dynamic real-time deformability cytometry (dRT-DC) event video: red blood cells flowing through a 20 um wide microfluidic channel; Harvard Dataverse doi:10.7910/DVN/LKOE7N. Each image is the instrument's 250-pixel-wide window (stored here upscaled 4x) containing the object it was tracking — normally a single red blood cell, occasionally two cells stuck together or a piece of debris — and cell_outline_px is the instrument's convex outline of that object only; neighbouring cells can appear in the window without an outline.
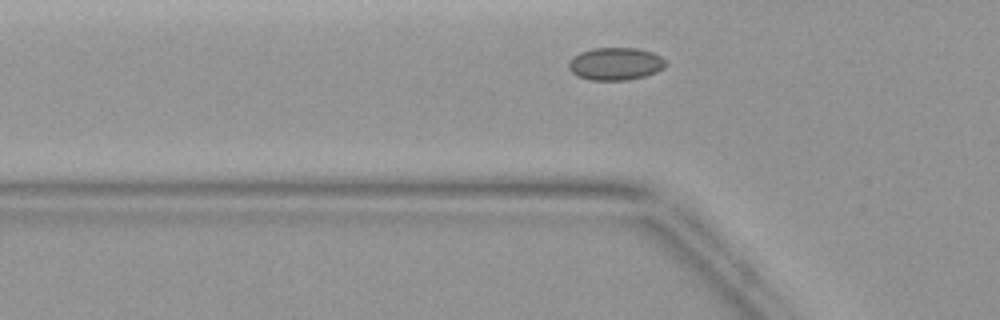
{"species": "common noctule bat (a hibernating species)", "species_latin": "Nyctalus noctula", "temperature_condition": "warm", "stored_images_in_passage": 36, "camera_frame_rate_fps": 3000, "um_per_image_px": 0.085, "animal": {"sex": "female", "body_mass_g": 19.9}, "frame": {"image": 1, "passage_image": 6, "time_ms": 1.667, "image_size_px": [1000, 320], "cell_outline_px": [[668, 64], [664, 68], [656, 72], [644, 76], [628, 80], [588, 80], [576, 76], [568, 68], [568, 64], [580, 52], [592, 48], [636, 48], [652, 52], [660, 56]], "centroid_in_image_um": [52.32, 5.43], "position_along_channel_um": 73.5, "area_um2": 18.44}}
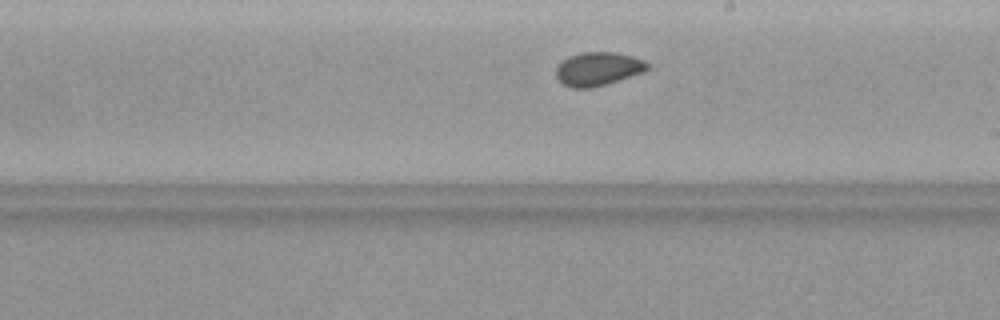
{"frame": {"image": 2, "passage_image": 17, "time_ms": 5.333, "image_size_px": [1000, 320], "cell_outline_px": [[648, 68], [644, 72], [608, 84], [592, 88], [572, 88], [564, 84], [556, 76], [556, 68], [568, 56], [580, 52], [616, 52], [632, 56], [644, 60], [648, 64]], "centroid_in_image_um": [50.85, 5.85], "position_along_channel_um": 238.2, "area_um2": 17.92}}
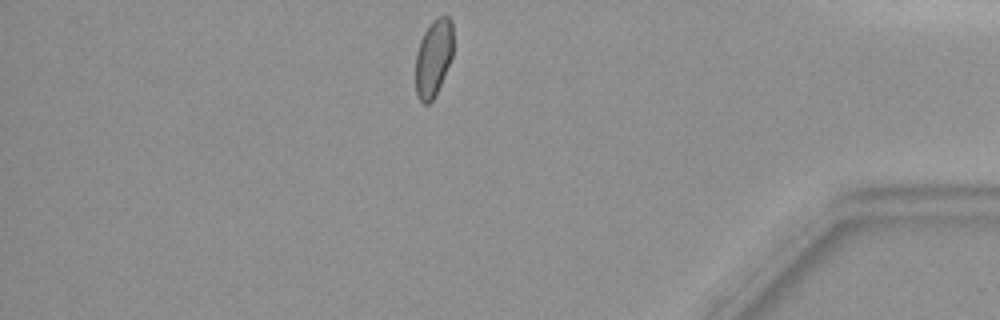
{"frame": {"image": 3, "passage_image": 30, "time_ms": 9.667, "image_size_px": [1000, 320], "cell_outline_px": [[452, 56], [440, 84], [432, 100], [428, 104], [424, 104], [416, 96], [416, 52], [420, 40], [424, 32], [432, 20], [436, 16], [448, 16], [452, 20]], "centroid_in_image_um": [36.83, 4.88], "position_along_channel_um": 398.4, "area_um2": 16.82}}